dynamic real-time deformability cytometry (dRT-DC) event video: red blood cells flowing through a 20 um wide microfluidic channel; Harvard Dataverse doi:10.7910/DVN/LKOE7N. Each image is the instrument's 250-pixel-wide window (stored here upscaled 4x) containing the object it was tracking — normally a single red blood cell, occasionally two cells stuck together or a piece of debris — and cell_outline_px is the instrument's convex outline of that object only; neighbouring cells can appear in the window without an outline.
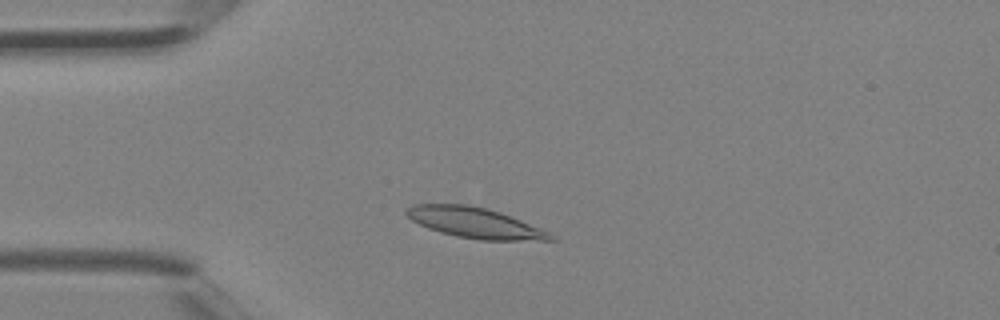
{"species": "Egyptian fruit bat (a non-hibernating species)", "species_latin": "Rousettus aegyptiacus", "temperature_condition": "room temperature", "stored_images_in_passage": 2, "camera_frame_rate_fps": 3000, "um_per_image_px": 0.085, "animal": {"sex": "female"}, "frame": {"image": 1, "passage_image": 1, "time_ms": 0.0, "image_size_px": [1000, 320], "cell_outline_px": [[556, 240], [480, 240], [456, 236], [440, 232], [428, 228], [412, 220], [404, 212], [412, 204], [468, 204], [500, 212], [540, 228], [556, 236]], "centroid_in_image_um": [40.36, 18.94], "position_along_channel_um": 44.6, "area_um2": 25.37}}
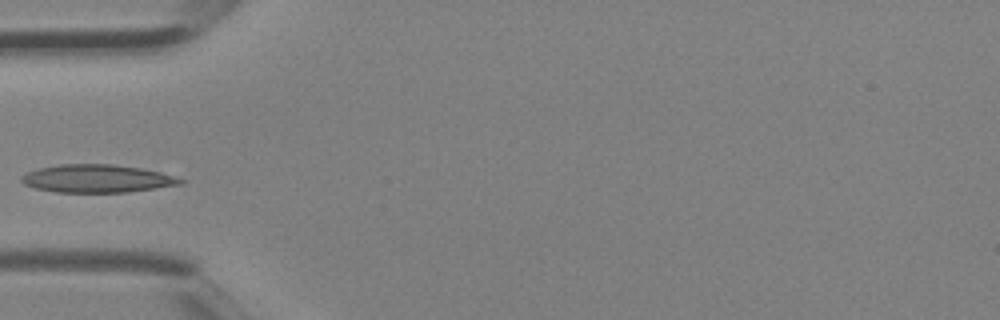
{"frame": {"image": 2, "passage_image": 2, "time_ms": 0.333, "image_size_px": [1000, 320], "cell_outline_px": [[188, 180], [184, 184], [128, 192], [56, 192], [36, 188], [24, 184], [20, 180], [20, 176], [28, 172], [40, 168], [60, 164], [112, 164], [140, 168], [160, 172]], "centroid_in_image_um": [8.29, 15.18], "position_along_channel_um": 76.7, "area_um2": 25.89}}